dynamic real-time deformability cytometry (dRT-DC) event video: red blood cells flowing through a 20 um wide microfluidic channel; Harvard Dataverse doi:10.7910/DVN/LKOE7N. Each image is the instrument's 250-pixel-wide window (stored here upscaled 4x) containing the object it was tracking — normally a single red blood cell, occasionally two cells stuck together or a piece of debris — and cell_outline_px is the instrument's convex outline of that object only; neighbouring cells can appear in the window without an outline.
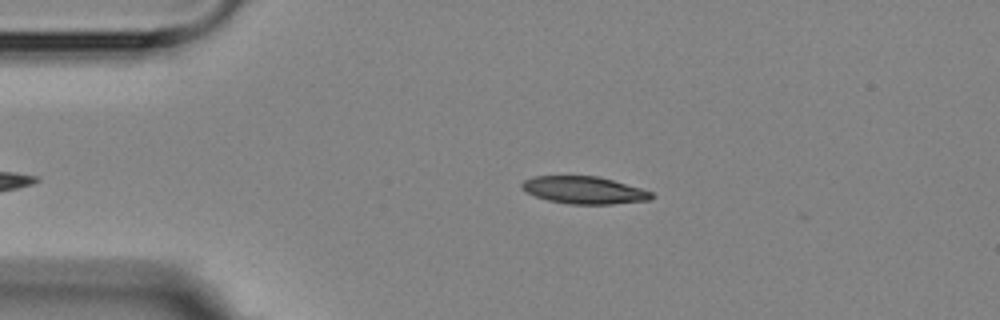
{"species": "Egyptian fruit bat (a non-hibernating species)", "species_latin": "Rousettus aegyptiacus", "temperature_condition": "room temperature", "stored_images_in_passage": 4, "camera_frame_rate_fps": 3000, "um_per_image_px": 0.085, "animal": {"sex": "female"}, "frame": {"image": 1, "passage_image": 4, "time_ms": 4.333, "image_size_px": [1000, 320], "cell_outline_px": [[656, 196], [652, 200], [612, 204], [568, 204], [548, 200], [536, 196], [520, 188], [520, 184], [524, 180], [532, 176], [596, 176], [612, 180], [640, 188], [652, 192]], "centroid_in_image_um": [49.66, 16.16], "position_along_channel_um": 35.3, "area_um2": 20.69}}